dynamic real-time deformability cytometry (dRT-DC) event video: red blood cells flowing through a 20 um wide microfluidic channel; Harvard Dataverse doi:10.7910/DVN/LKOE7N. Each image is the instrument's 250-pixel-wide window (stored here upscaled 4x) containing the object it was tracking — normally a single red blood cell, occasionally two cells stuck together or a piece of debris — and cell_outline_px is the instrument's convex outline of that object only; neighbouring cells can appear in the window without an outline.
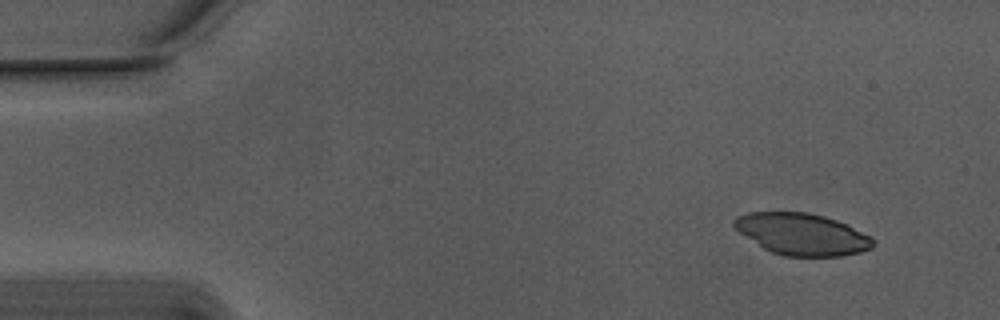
{"species": "Egyptian fruit bat (a non-hibernating species)", "species_latin": "Rousettus aegyptiacus", "temperature_condition": "warm", "stored_images_in_passage": 43, "camera_frame_rate_fps": 3000, "um_per_image_px": 0.085, "animal": {"sex": "male"}, "frame": {"image": 1, "passage_image": 1, "time_ms": 0.0, "image_size_px": [1000, 320], "cell_outline_px": [[876, 244], [872, 248], [860, 252], [840, 256], [784, 256], [772, 252], [764, 248], [740, 232], [732, 224], [732, 220], [748, 212], [808, 212], [824, 216], [848, 224], [872, 236]], "centroid_in_image_um": [68.23, 19.9], "position_along_channel_um": 16.8, "area_um2": 33.76}}